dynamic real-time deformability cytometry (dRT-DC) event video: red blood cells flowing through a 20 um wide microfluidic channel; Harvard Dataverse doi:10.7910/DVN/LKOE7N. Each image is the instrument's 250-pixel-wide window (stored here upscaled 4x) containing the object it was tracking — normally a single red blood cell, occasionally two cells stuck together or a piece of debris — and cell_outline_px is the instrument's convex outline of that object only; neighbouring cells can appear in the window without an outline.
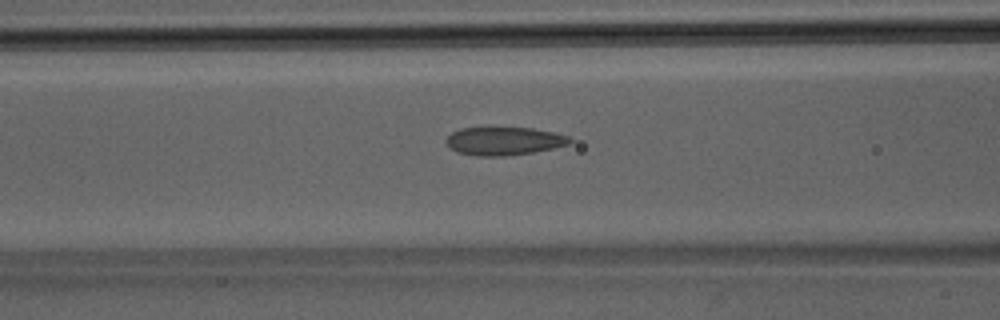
{"species": "Egyptian fruit bat (a non-hibernating species)", "species_latin": "Rousettus aegyptiacus", "temperature_condition": "room temperature", "stored_images_in_passage": 41, "camera_frame_rate_fps": 3000, "um_per_image_px": 0.085, "animal": {"sex": "male"}, "frame": {"image": 1, "passage_image": 17, "time_ms": 5.333, "image_size_px": [1000, 320], "cell_outline_px": [[572, 140], [568, 144], [552, 148], [532, 152], [504, 156], [476, 156], [456, 152], [448, 148], [444, 140], [452, 132], [460, 128], [532, 128], [552, 132], [568, 136]], "centroid_in_image_um": [42.76, 11.99], "position_along_channel_um": 123.8, "area_um2": 20.23}}
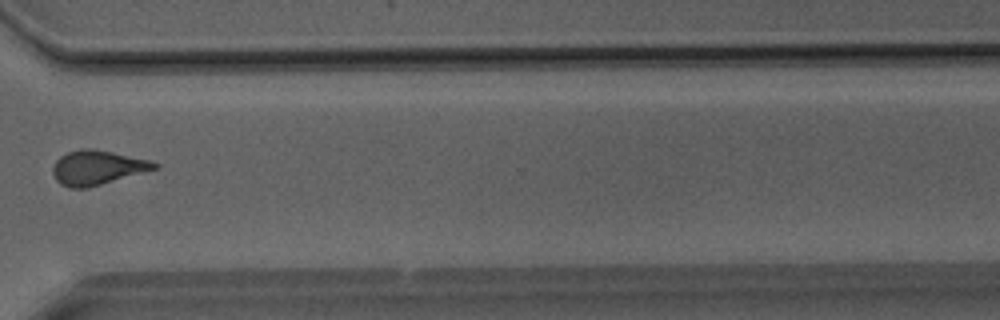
{"frame": {"image": 2, "passage_image": 31, "time_ms": 10.0, "image_size_px": [1000, 320], "cell_outline_px": [[160, 168], [88, 188], [68, 188], [60, 184], [56, 180], [52, 172], [52, 168], [56, 160], [60, 156], [68, 152], [84, 148], [92, 148], [152, 160], [160, 164]], "centroid_in_image_um": [8.3, 14.25], "position_along_channel_um": 362.3, "area_um2": 20.63}}
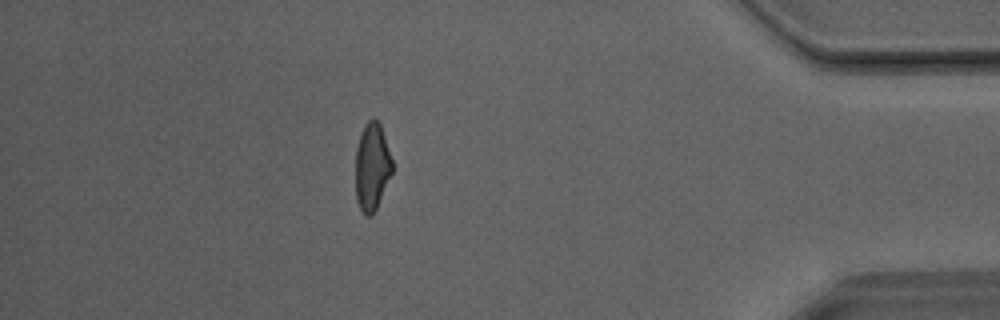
{"frame": {"image": 3, "passage_image": 36, "time_ms": 11.667, "image_size_px": [1000, 320], "cell_outline_px": [[392, 172], [376, 208], [372, 216], [364, 216], [356, 200], [356, 148], [360, 132], [364, 124], [372, 116], [380, 124], [392, 160]], "centroid_in_image_um": [31.6, 14.16], "position_along_channel_um": 403.6, "area_um2": 18.67}}